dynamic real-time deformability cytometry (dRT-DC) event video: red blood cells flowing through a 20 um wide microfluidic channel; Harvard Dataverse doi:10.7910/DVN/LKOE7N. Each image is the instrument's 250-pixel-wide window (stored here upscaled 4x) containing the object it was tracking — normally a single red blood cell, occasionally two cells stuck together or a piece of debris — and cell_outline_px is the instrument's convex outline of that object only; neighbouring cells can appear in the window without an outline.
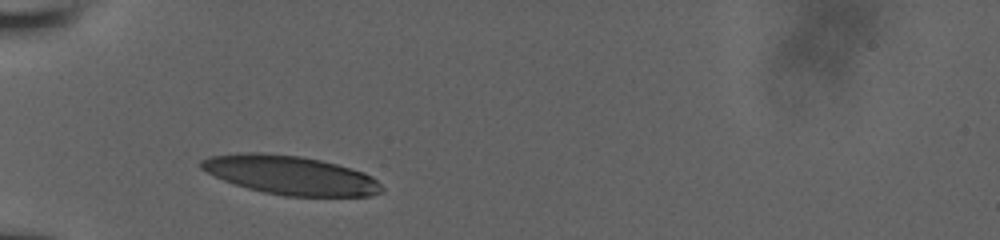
{"species": "human", "species_latin": "Homo sapiens", "temperature_condition": "room temperature", "stored_images_in_passage": 18, "camera_frame_rate_fps": 3000, "um_per_image_px": 0.085, "donor": {"sex": "male"}, "frame": {"image": 1, "passage_image": 1, "time_ms": 0.0, "image_size_px": [1000, 240], "cell_outline_px": [[384, 192], [372, 196], [284, 196], [264, 192], [248, 188], [224, 180], [200, 168], [200, 160], [208, 156], [240, 152], [264, 152], [300, 156], [320, 160], [336, 164], [364, 172], [372, 176], [384, 188]], "centroid_in_image_um": [24.7, 14.88], "position_along_channel_um": 60.3, "area_um2": 40.98}}
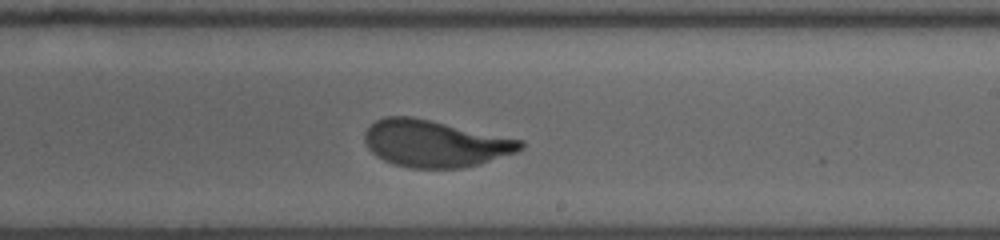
{"frame": {"image": 2, "passage_image": 10, "time_ms": 5.333, "image_size_px": [1000, 240], "cell_outline_px": [[524, 148], [516, 152], [480, 164], [460, 168], [408, 168], [392, 164], [376, 156], [368, 148], [364, 140], [364, 132], [376, 120], [384, 116], [412, 116], [524, 140]], "centroid_in_image_um": [36.96, 12.2], "position_along_channel_um": 252.0, "area_um2": 42.71}}
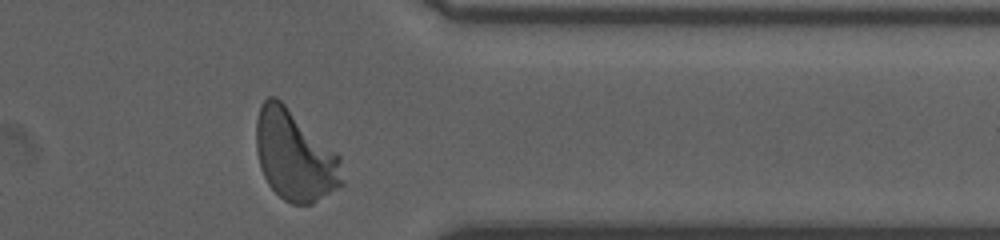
{"frame": {"image": 3, "passage_image": 17, "time_ms": 9.0, "image_size_px": [1000, 240], "cell_outline_px": [[344, 184], [312, 204], [292, 204], [284, 200], [268, 184], [260, 168], [256, 152], [256, 120], [260, 104], [268, 96], [276, 96], [336, 152], [340, 156]], "centroid_in_image_um": [25.04, 13.23], "position_along_channel_um": 386.4, "area_um2": 45.32}, "authors_computed_cell_mechanics": {"area_um2": 42.7431, "velocity_mm_per_s": 3.8266, "shape_relaxation_time_tau1_ms": 3.0207, "shape_relaxation_time_tau2_ms": null, "deformation_change_tau1": 0.1848, "deformation_change_tau2": null}}